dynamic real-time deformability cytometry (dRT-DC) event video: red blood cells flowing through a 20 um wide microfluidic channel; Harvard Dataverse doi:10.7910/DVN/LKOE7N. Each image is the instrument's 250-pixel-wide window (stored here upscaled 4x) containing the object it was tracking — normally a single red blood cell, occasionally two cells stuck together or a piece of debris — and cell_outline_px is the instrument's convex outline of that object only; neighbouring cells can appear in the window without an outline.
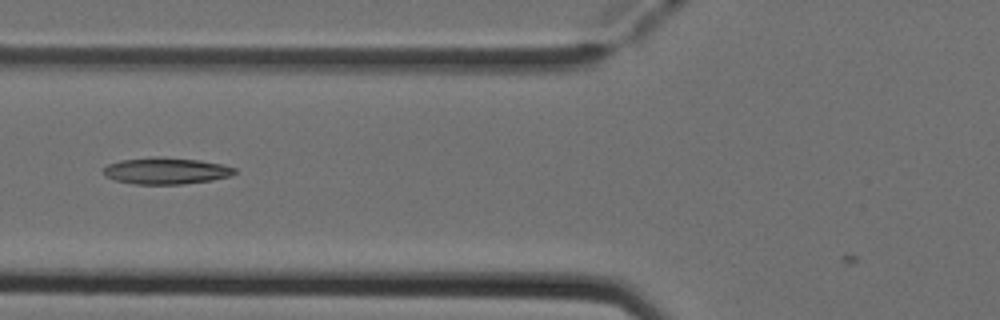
{"species": "Egyptian fruit bat (a non-hibernating species)", "species_latin": "Rousettus aegyptiacus", "temperature_condition": "cold", "stored_images_in_passage": 6, "camera_frame_rate_fps": 3000, "um_per_image_px": 0.085, "animal": {"sex": "female"}, "frame": {"image": 1, "passage_image": 5, "time_ms": 1.333, "image_size_px": [1000, 320], "cell_outline_px": [[236, 172], [232, 176], [212, 180], [184, 184], [136, 184], [116, 180], [108, 176], [104, 172], [104, 168], [108, 164], [120, 160], [152, 156], [156, 156], [200, 160], [220, 164], [236, 168]], "centroid_in_image_um": [14.15, 14.51], "position_along_channel_um": 111.7, "area_um2": 20.29}}
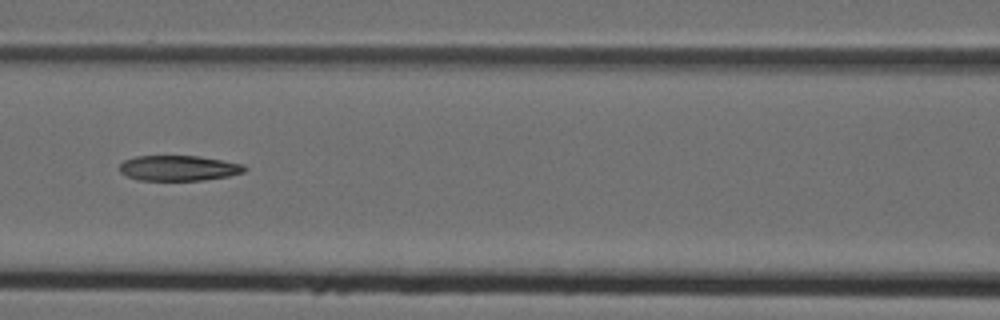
{"frame": {"image": 2, "passage_image": 6, "time_ms": 1.667, "image_size_px": [1000, 320], "cell_outline_px": [[248, 168], [244, 172], [228, 176], [200, 180], [136, 180], [120, 172], [120, 164], [124, 160], [136, 156], [200, 156], [244, 164]], "centroid_in_image_um": [15.19, 14.28], "position_along_channel_um": 151.4, "area_um2": 18.44}}